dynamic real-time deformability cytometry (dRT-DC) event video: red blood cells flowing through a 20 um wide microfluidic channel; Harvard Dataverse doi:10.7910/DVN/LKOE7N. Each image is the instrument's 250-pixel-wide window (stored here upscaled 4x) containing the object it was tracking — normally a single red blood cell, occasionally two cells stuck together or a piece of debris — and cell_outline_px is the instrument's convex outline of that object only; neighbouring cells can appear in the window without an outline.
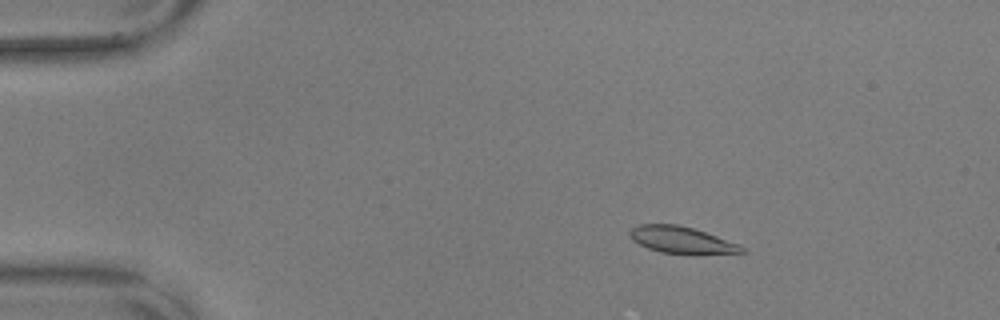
{"species": "common noctule bat (a hibernating species)", "species_latin": "Nyctalus noctula", "temperature_condition": "warm", "stored_images_in_passage": 12, "camera_frame_rate_fps": 3000, "um_per_image_px": 0.085, "animal": {"sex": "male", "body_mass_g": 17.9, "forearm_length_mm": 54.2}, "frame": {"image": 1, "passage_image": 10, "time_ms": 3.0, "image_size_px": [1000, 320], "cell_outline_px": [[744, 252], [692, 256], [660, 252], [648, 248], [632, 240], [628, 236], [628, 232], [636, 224], [676, 224], [692, 228], [740, 244], [744, 248]], "centroid_in_image_um": [57.92, 20.43], "position_along_channel_um": 27.1, "area_um2": 17.92}}